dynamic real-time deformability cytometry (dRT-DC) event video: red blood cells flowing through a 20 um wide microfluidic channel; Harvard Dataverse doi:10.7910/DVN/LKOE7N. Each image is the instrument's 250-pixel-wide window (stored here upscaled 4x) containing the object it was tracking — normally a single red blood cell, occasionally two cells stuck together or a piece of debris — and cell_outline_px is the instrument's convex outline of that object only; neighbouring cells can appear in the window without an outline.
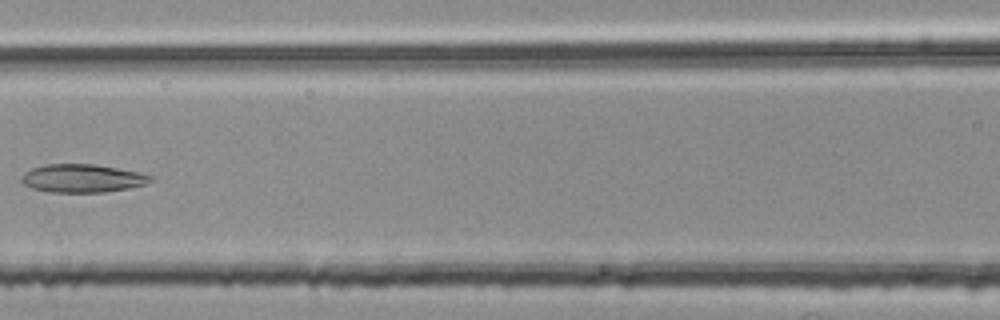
{"species": "common noctule bat (a hibernating species)", "species_latin": "Nyctalus noctula", "temperature_condition": "room temperature", "stored_images_in_passage": 5, "camera_frame_rate_fps": 3000, "um_per_image_px": 0.085, "animal": {"sex": "female", "body_mass_g": 25.1}, "frame": {"image": 1, "passage_image": 5, "time_ms": 1.333, "image_size_px": [1000, 320], "cell_outline_px": [[152, 180], [144, 184], [128, 188], [104, 192], [48, 192], [32, 188], [24, 184], [20, 180], [24, 172], [32, 168], [44, 164], [96, 164], [136, 172], [152, 176]], "centroid_in_image_um": [6.94, 15.15], "position_along_channel_um": 159.7, "area_um2": 21.04}}